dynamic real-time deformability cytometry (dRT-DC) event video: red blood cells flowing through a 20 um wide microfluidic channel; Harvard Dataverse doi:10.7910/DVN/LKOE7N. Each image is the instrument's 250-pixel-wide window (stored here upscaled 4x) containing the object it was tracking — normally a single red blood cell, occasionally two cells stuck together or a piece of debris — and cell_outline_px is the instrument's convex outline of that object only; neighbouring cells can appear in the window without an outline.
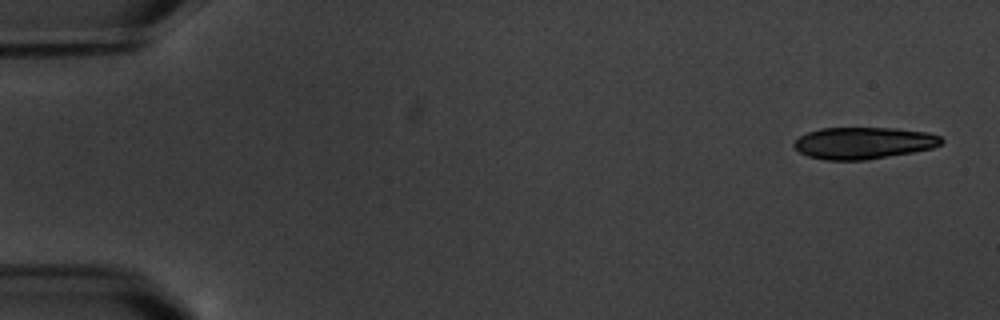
{"species": "common noctule bat (a hibernating species)", "species_latin": "Nyctalus noctula", "temperature_condition": "warm", "stored_images_in_passage": 5, "camera_frame_rate_fps": 3000, "um_per_image_px": 0.085, "animal": {"sex": "male", "body_mass_g": 20.1, "forearm_length_mm": 53.5}, "frame": {"image": 1, "passage_image": 1, "time_ms": 0.0, "image_size_px": [1000, 320], "cell_outline_px": [[944, 140], [940, 144], [932, 148], [912, 152], [864, 160], [824, 160], [808, 156], [800, 152], [792, 144], [800, 136], [808, 132], [820, 128], [896, 128], [928, 132], [940, 136]], "centroid_in_image_um": [73.4, 12.15], "position_along_channel_um": 11.6, "area_um2": 27.22}}